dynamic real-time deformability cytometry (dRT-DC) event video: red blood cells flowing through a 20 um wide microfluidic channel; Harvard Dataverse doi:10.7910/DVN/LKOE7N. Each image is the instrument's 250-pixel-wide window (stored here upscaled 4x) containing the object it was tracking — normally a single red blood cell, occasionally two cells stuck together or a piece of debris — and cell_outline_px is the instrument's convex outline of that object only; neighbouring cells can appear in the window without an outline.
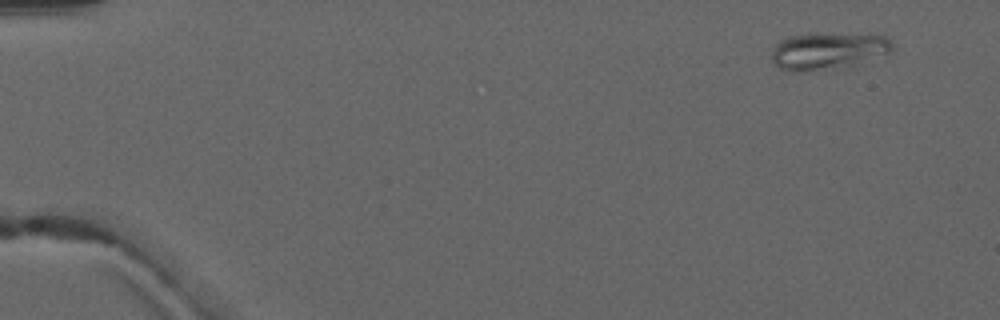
{"species": "common noctule bat (a hibernating species)", "species_latin": "Nyctalus noctula", "temperature_condition": "warm", "stored_images_in_passage": 5, "camera_frame_rate_fps": 3000, "um_per_image_px": 0.085, "animal": {"sex": "male", "forearm_length_mm": 52.5}, "frame": {"image": 1, "passage_image": 1, "time_ms": 0.0, "image_size_px": [1000, 320], "cell_outline_px": [[892, 52], [852, 64], [796, 72], [780, 68], [772, 60], [772, 48], [780, 40], [788, 36], [816, 32], [884, 36], [892, 44]], "centroid_in_image_um": [70.31, 4.28], "position_along_channel_um": 14.7, "area_um2": 25.43}}